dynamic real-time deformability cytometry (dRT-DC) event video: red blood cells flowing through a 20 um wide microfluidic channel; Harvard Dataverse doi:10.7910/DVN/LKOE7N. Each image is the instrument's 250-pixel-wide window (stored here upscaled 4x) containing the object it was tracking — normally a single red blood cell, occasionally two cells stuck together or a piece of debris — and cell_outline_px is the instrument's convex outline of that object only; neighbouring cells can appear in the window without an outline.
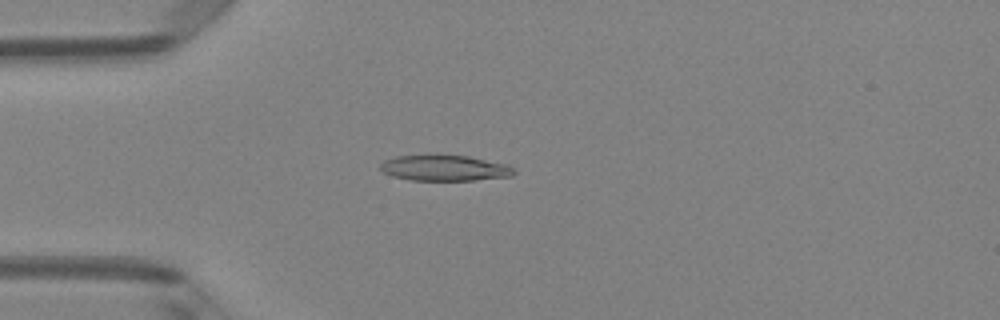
{"species": "Egyptian fruit bat (a non-hibernating species)", "species_latin": "Rousettus aegyptiacus", "temperature_condition": "room temperature", "stored_images_in_passage": 5, "camera_frame_rate_fps": 3000, "um_per_image_px": 0.085, "animal": {"sex": "female"}, "frame": {"image": 1, "passage_image": 4, "time_ms": 1.0, "image_size_px": [1000, 320], "cell_outline_px": [[516, 172], [512, 176], [472, 180], [412, 180], [392, 176], [384, 172], [380, 168], [380, 164], [384, 160], [396, 156], [468, 156], [508, 164]], "centroid_in_image_um": [37.81, 14.29], "position_along_channel_um": 47.2, "area_um2": 19.71}}